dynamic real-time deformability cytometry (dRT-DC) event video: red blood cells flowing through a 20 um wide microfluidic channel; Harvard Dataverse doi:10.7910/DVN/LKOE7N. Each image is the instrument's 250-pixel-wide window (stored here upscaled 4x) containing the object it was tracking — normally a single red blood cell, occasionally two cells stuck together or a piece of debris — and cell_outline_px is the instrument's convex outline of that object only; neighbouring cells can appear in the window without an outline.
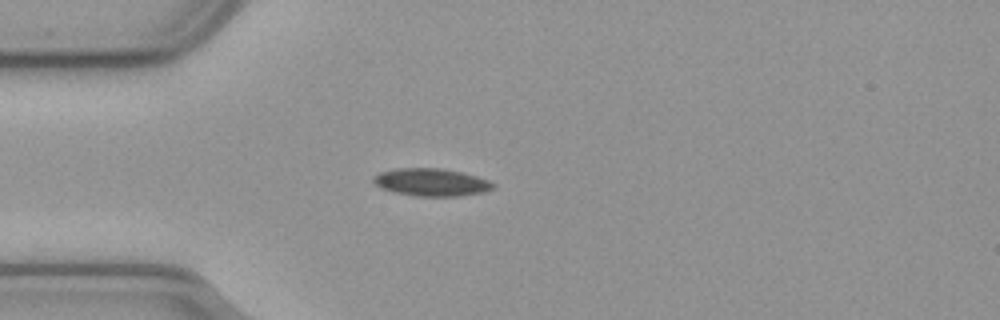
{"species": "common noctule bat (a hibernating species)", "species_latin": "Nyctalus noctula", "temperature_condition": "cold", "stored_images_in_passage": 42, "camera_frame_rate_fps": 3000, "um_per_image_px": 0.085, "animal": {"sex": "male", "body_mass_g": 23.1, "forearm_length_mm": 52.7}, "frame": {"image": 1, "passage_image": 1, "time_ms": 0.0, "image_size_px": [1000, 320], "cell_outline_px": [[496, 184], [492, 188], [484, 192], [456, 196], [416, 196], [396, 192], [380, 188], [372, 180], [372, 176], [380, 172], [396, 168], [440, 168], [460, 172], [476, 176], [488, 180]], "centroid_in_image_um": [36.63, 15.48], "position_along_channel_um": 48.4, "area_um2": 19.13}}
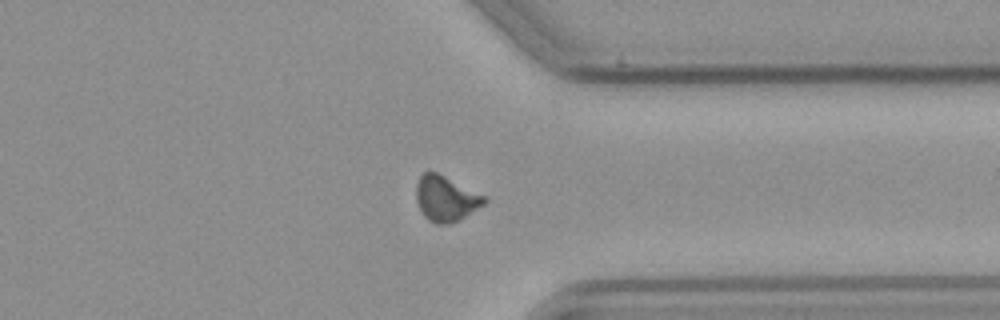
{"frame": {"image": 2, "passage_image": 29, "time_ms": 9.333, "image_size_px": [1000, 320], "cell_outline_px": [[488, 200], [484, 204], [460, 220], [448, 224], [436, 224], [428, 220], [424, 216], [416, 200], [416, 184], [420, 176], [424, 172], [436, 172], [484, 196]], "centroid_in_image_um": [37.87, 16.9], "position_along_channel_um": 373.5, "area_um2": 17.74}}
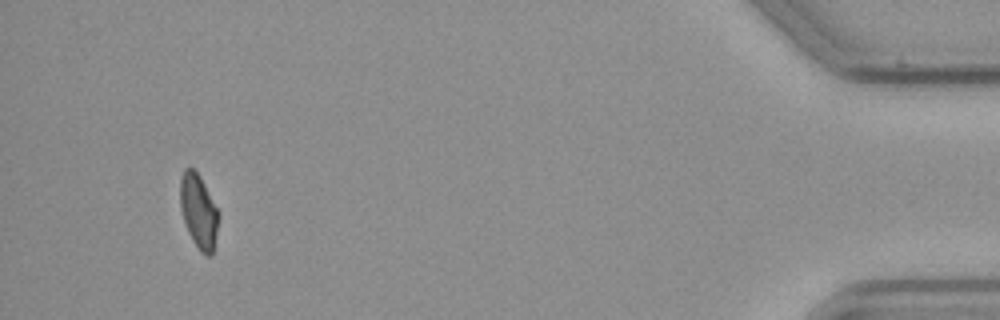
{"frame": {"image": 3, "passage_image": 39, "time_ms": 12.667, "image_size_px": [1000, 320], "cell_outline_px": [[216, 232], [212, 256], [208, 256], [200, 252], [192, 240], [188, 232], [180, 208], [180, 176], [184, 168], [192, 168], [200, 176], [216, 208]], "centroid_in_image_um": [16.83, 17.95], "position_along_channel_um": 418.4, "area_um2": 16.07}, "authors_computed_cell_mechanics": {"area_um2": 17.918, "velocity_mm_per_s": 3.6428, "shape_relaxation_time_tau1_ms": 9.3267, "shape_relaxation_time_tau2_ms": 10.4084, "deformation_change_tau1": 0.144, "deformation_change_tau2": 0.1152}}